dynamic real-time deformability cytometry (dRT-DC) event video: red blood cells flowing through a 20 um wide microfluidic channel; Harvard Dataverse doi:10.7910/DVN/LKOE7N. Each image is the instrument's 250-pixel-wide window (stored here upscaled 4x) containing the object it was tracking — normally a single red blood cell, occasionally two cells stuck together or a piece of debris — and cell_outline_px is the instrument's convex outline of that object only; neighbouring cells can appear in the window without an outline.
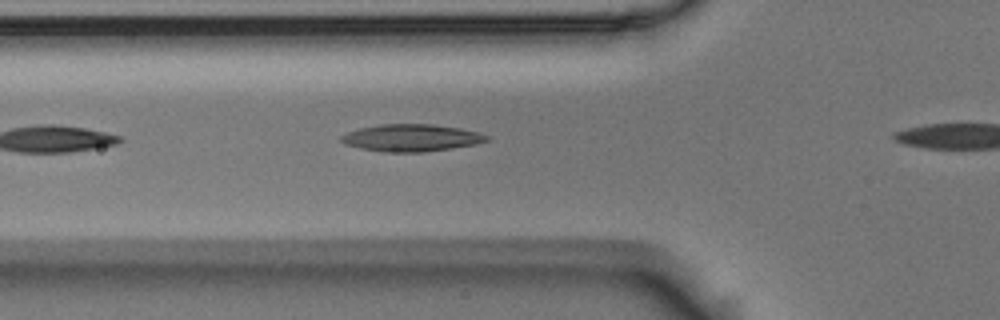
{"species": "Egyptian fruit bat (a non-hibernating species)", "species_latin": "Rousettus aegyptiacus", "temperature_condition": "room temperature", "stored_images_in_passage": 4, "camera_frame_rate_fps": 3000, "um_per_image_px": 0.085, "animal": {"sex": "male"}, "frame": {"image": 1, "passage_image": 3, "time_ms": 0.667, "image_size_px": [1000, 320], "cell_outline_px": [[492, 136], [488, 140], [476, 144], [452, 148], [424, 152], [384, 152], [360, 148], [344, 144], [340, 140], [340, 136], [348, 132], [360, 128], [380, 124], [432, 124], [460, 128]], "centroid_in_image_um": [34.96, 11.72], "position_along_channel_um": 90.8, "area_um2": 23.06}}